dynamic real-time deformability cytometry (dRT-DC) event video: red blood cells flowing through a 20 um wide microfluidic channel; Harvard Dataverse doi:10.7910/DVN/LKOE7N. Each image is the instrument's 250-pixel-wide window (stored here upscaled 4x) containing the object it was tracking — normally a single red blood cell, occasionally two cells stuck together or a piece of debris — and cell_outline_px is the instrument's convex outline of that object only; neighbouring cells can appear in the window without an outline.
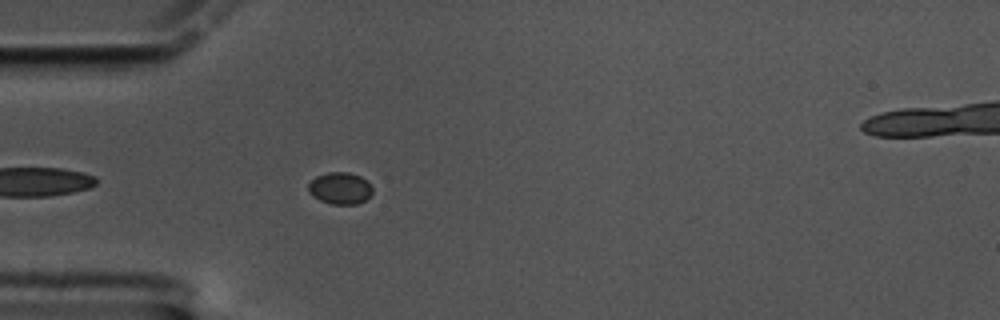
{"species": "common noctule bat (a hibernating species)", "species_latin": "Nyctalus noctula", "temperature_condition": "cold", "stored_images_in_passage": 29, "camera_frame_rate_fps": 3000, "um_per_image_px": 0.085, "animal": {"sex": "male", "body_mass_g": 17.5, "forearm_length_mm": 52.3}, "frame": {"image": 1, "passage_image": 5, "time_ms": 1.333, "image_size_px": [1000, 320], "cell_outline_px": [[372, 196], [356, 204], [332, 204], [320, 200], [312, 196], [308, 192], [308, 184], [316, 176], [328, 172], [348, 172], [360, 176], [372, 188]], "centroid_in_image_um": [28.89, 16.0], "position_along_channel_um": 56.1, "area_um2": 11.85}}